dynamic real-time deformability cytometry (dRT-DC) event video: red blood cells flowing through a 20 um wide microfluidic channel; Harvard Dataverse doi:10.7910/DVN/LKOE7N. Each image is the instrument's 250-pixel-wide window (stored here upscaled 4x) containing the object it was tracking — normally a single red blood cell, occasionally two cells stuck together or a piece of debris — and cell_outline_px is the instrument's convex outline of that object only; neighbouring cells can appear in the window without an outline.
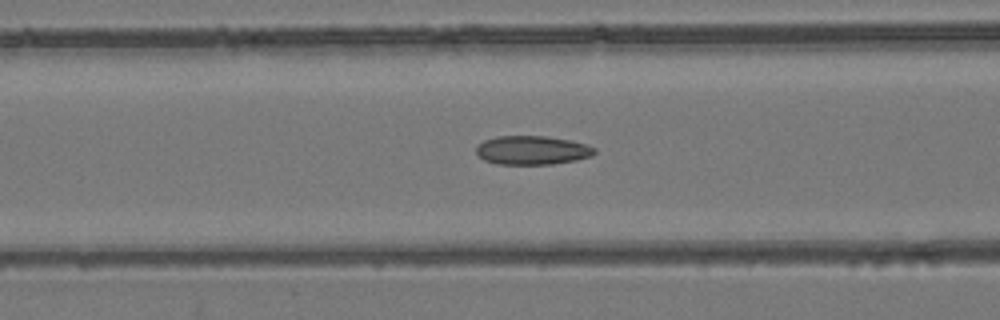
{"species": "common noctule bat (a hibernating species)", "species_latin": "Nyctalus noctula", "temperature_condition": "room temperature", "stored_images_in_passage": 51, "camera_frame_rate_fps": 3000, "um_per_image_px": 0.085, "animal": {"sex": "female", "body_mass_g": 24.6, "forearm_length_mm": 56.2}, "frame": {"image": 1, "passage_image": 23, "time_ms": 7.333, "image_size_px": [1000, 320], "cell_outline_px": [[596, 152], [592, 156], [576, 160], [552, 164], [496, 164], [484, 160], [476, 152], [476, 148], [484, 140], [496, 136], [544, 136], [572, 140], [596, 148]], "centroid_in_image_um": [45.25, 12.77], "position_along_channel_um": 121.4, "area_um2": 19.88}}
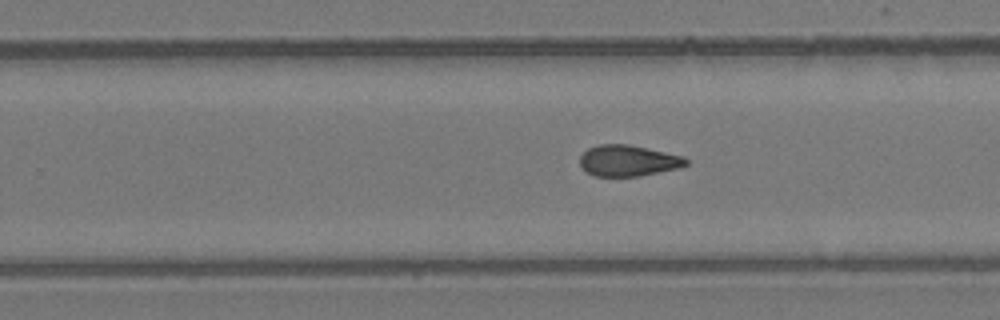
{"frame": {"image": 2, "passage_image": 35, "time_ms": 11.333, "image_size_px": [1000, 320], "cell_outline_px": [[688, 164], [680, 168], [640, 176], [596, 176], [588, 172], [580, 164], [580, 156], [588, 148], [600, 144], [628, 144], [684, 156], [688, 160]], "centroid_in_image_um": [53.43, 13.65], "position_along_channel_um": 276.4, "area_um2": 19.19}}
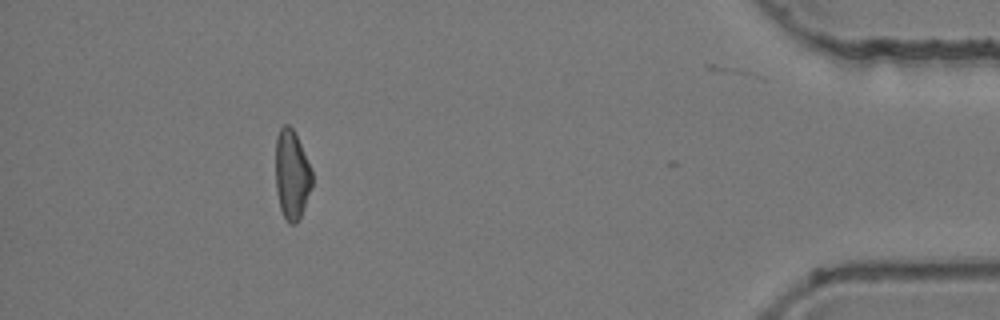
{"frame": {"image": 3, "passage_image": 50, "time_ms": 16.333, "image_size_px": [1000, 320], "cell_outline_px": [[312, 188], [300, 216], [296, 224], [288, 224], [280, 208], [276, 192], [276, 136], [280, 128], [284, 124], [288, 124], [292, 128], [300, 144], [312, 172]], "centroid_in_image_um": [24.79, 14.87], "position_along_channel_um": 410.4, "area_um2": 18.84}, "authors_computed_cell_mechanics": {"area_um2": 20.0566, "velocity_mm_per_s": 3.8842, "shape_relaxation_time_tau1_ms": null, "shape_relaxation_time_tau2_ms": 3.5568, "deformation_change_tau1": null, "deformation_change_tau2": 0.0953}}